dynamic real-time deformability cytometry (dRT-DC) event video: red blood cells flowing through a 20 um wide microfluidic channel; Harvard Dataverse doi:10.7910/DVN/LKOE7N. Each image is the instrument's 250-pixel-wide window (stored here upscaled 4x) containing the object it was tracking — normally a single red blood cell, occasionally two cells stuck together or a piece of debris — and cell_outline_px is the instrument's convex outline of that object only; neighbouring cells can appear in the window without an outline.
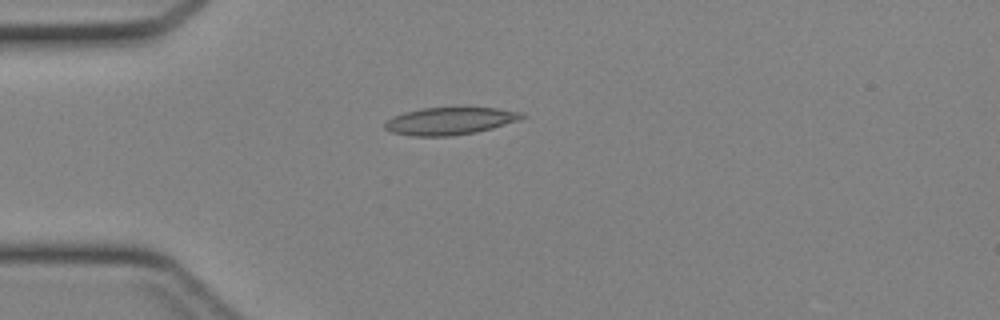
{"species": "Egyptian fruit bat (a non-hibernating species)", "species_latin": "Rousettus aegyptiacus", "temperature_condition": "cold", "stored_images_in_passage": 33, "camera_frame_rate_fps": 3000, "um_per_image_px": 0.085, "animal": {"sex": "female"}, "frame": {"image": 1, "passage_image": 1, "time_ms": 0.0, "image_size_px": [1000, 320], "cell_outline_px": [[528, 116], [492, 128], [476, 132], [448, 136], [412, 136], [392, 132], [384, 128], [384, 124], [392, 116], [404, 112], [420, 108], [496, 108], [524, 112]], "centroid_in_image_um": [38.22, 10.28], "position_along_channel_um": 46.8, "area_um2": 21.73}}
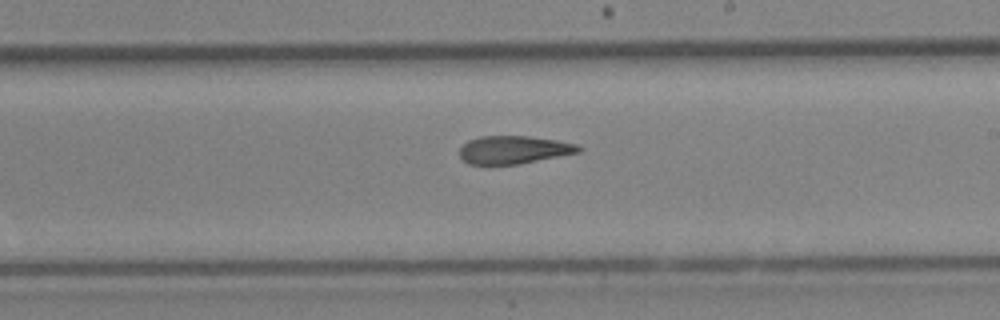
{"frame": {"image": 2, "passage_image": 15, "time_ms": 4.667, "image_size_px": [1000, 320], "cell_outline_px": [[584, 148], [580, 152], [520, 164], [468, 164], [460, 156], [460, 148], [468, 140], [480, 136], [528, 136], [556, 140], [576, 144]], "centroid_in_image_um": [43.68, 12.73], "position_along_channel_um": 245.3, "area_um2": 19.36}}
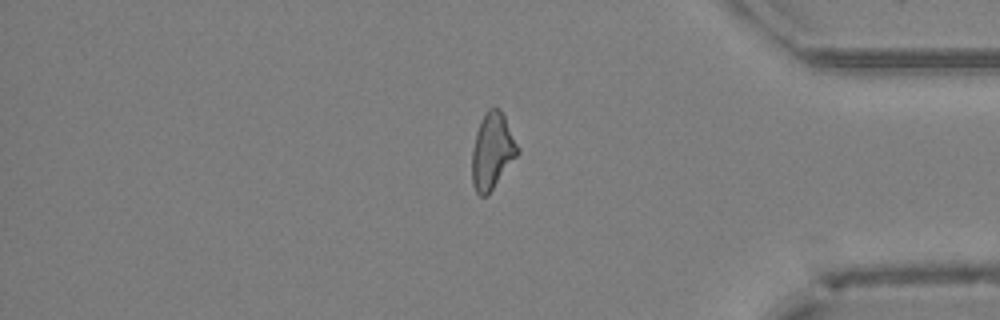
{"frame": {"image": 3, "passage_image": 26, "time_ms": 8.333, "image_size_px": [1000, 320], "cell_outline_px": [[520, 152], [488, 196], [480, 196], [476, 192], [472, 184], [472, 148], [476, 132], [480, 120], [488, 108], [500, 108], [520, 148]], "centroid_in_image_um": [41.84, 12.86], "position_along_channel_um": 393.4, "area_um2": 20.46}}